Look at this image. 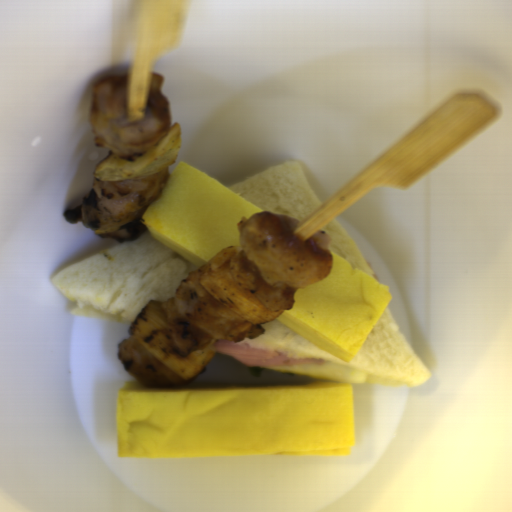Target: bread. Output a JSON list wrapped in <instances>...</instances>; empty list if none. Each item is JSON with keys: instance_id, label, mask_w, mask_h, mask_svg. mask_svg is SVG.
Here are the masks:
<instances>
[{"instance_id": "8d2b1439", "label": "bread", "mask_w": 512, "mask_h": 512, "mask_svg": "<svg viewBox=\"0 0 512 512\" xmlns=\"http://www.w3.org/2000/svg\"><path fill=\"white\" fill-rule=\"evenodd\" d=\"M197 267L146 231L50 279L73 304L70 315L132 324L150 301L166 303Z\"/></svg>"}, {"instance_id": "cb027b5d", "label": "bread", "mask_w": 512, "mask_h": 512, "mask_svg": "<svg viewBox=\"0 0 512 512\" xmlns=\"http://www.w3.org/2000/svg\"><path fill=\"white\" fill-rule=\"evenodd\" d=\"M264 333L242 341L294 358L323 359L365 371L364 383L413 388L432 374L403 337L387 304L356 356L346 363L317 346L278 319L260 324Z\"/></svg>"}, {"instance_id": "b6be36c0", "label": "bread", "mask_w": 512, "mask_h": 512, "mask_svg": "<svg viewBox=\"0 0 512 512\" xmlns=\"http://www.w3.org/2000/svg\"><path fill=\"white\" fill-rule=\"evenodd\" d=\"M225 188L263 212L300 223L323 205L297 160L270 167Z\"/></svg>"}, {"instance_id": "2504dc21", "label": "bread", "mask_w": 512, "mask_h": 512, "mask_svg": "<svg viewBox=\"0 0 512 512\" xmlns=\"http://www.w3.org/2000/svg\"><path fill=\"white\" fill-rule=\"evenodd\" d=\"M322 230L330 236V253L346 259L352 267L360 268L379 281L356 242L336 218L319 231Z\"/></svg>"}]
</instances>
